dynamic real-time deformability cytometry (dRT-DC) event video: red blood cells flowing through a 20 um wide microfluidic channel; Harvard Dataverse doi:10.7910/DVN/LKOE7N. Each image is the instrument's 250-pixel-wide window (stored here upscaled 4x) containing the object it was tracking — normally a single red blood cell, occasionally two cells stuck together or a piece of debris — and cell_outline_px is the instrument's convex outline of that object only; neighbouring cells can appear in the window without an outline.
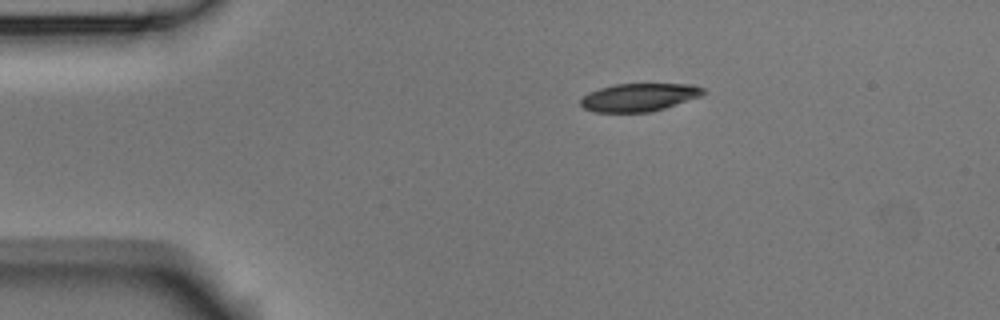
{"species": "Egyptian fruit bat (a non-hibernating species)", "species_latin": "Rousettus aegyptiacus", "temperature_condition": "room temperature", "stored_images_in_passage": 6, "camera_frame_rate_fps": 3000, "um_per_image_px": 0.085, "animal": {"sex": "male"}, "frame": {"image": 1, "passage_image": 1, "time_ms": 0.0, "image_size_px": [1000, 320], "cell_outline_px": [[708, 92], [700, 96], [652, 112], [596, 112], [584, 108], [580, 104], [580, 100], [588, 92], [600, 88], [616, 84], [692, 84], [704, 88]], "centroid_in_image_um": [54.33, 8.27], "position_along_channel_um": 30.7, "area_um2": 19.94}}
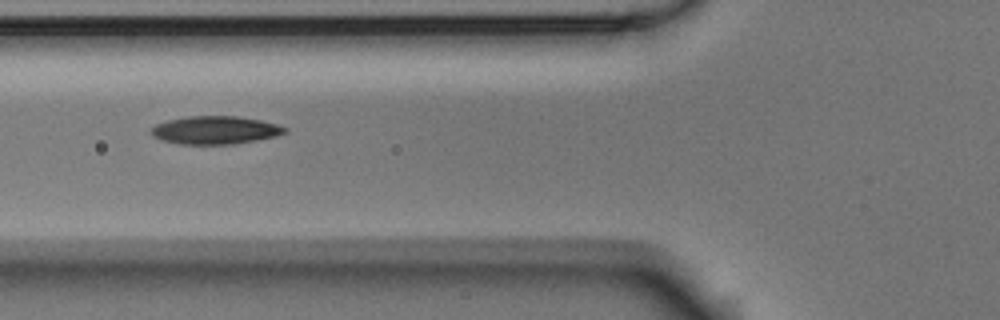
{"frame": {"image": 2, "passage_image": 4, "time_ms": 1.0, "image_size_px": [1000, 320], "cell_outline_px": [[288, 132], [276, 136], [256, 140], [232, 144], [180, 144], [164, 140], [152, 136], [148, 132], [156, 124], [168, 120], [188, 116], [240, 116], [260, 120], [276, 124], [288, 128]], "centroid_in_image_um": [18.3, 11.05], "position_along_channel_um": 107.5, "area_um2": 21.85}}
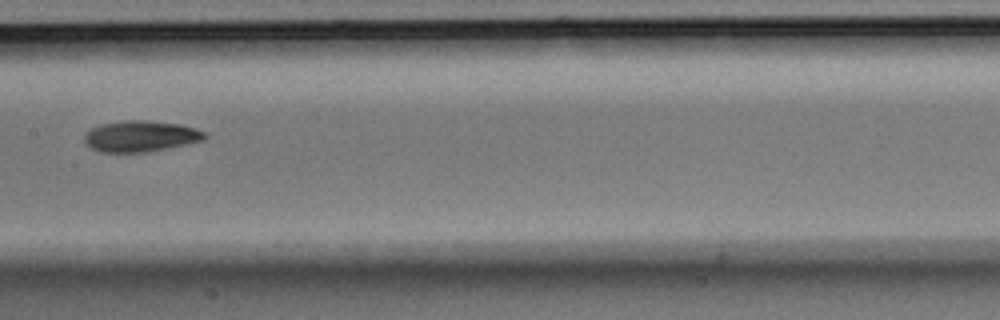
{"frame": {"image": 3, "passage_image": 6, "time_ms": 1.667, "image_size_px": [1000, 320], "cell_outline_px": [[208, 136], [204, 140], [148, 152], [100, 152], [92, 148], [84, 140], [84, 136], [92, 128], [100, 124], [124, 120], [148, 120], [180, 124], [196, 128], [204, 132]], "centroid_in_image_um": [11.97, 11.57], "position_along_channel_um": 195.4, "area_um2": 21.73}}